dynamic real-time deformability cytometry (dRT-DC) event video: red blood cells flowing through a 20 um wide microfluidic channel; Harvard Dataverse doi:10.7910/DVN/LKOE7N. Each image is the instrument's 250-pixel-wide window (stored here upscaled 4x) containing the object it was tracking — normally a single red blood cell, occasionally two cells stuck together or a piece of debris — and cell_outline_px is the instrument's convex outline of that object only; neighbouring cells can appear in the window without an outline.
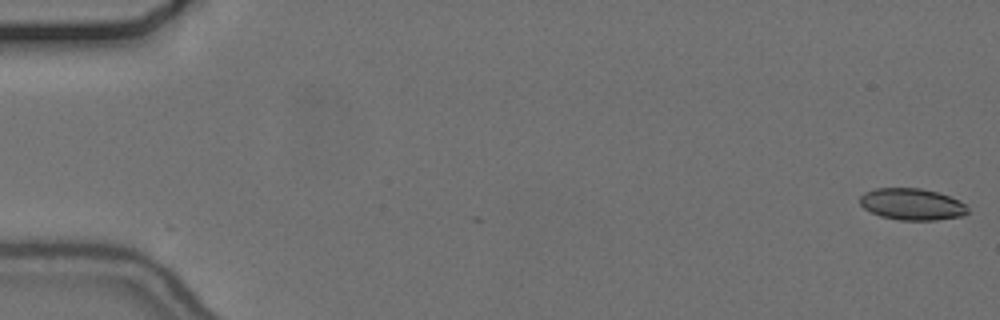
{"species": "common noctule bat (a hibernating species)", "species_latin": "Nyctalus noctula", "temperature_condition": "cold", "stored_images_in_passage": 2, "camera_frame_rate_fps": 3000, "um_per_image_px": 0.085, "animal": {"sex": "female", "body_mass_g": 24.6, "forearm_length_mm": 56.2}, "frame": {"image": 1, "passage_image": 2, "time_ms": 0.333, "image_size_px": [1000, 320], "cell_outline_px": [[968, 212], [964, 216], [936, 220], [900, 220], [880, 216], [864, 208], [860, 204], [860, 196], [864, 192], [876, 188], [920, 188], [936, 192], [960, 200], [968, 208]], "centroid_in_image_um": [77.52, 17.36], "position_along_channel_um": 7.5, "area_um2": 19.88}}